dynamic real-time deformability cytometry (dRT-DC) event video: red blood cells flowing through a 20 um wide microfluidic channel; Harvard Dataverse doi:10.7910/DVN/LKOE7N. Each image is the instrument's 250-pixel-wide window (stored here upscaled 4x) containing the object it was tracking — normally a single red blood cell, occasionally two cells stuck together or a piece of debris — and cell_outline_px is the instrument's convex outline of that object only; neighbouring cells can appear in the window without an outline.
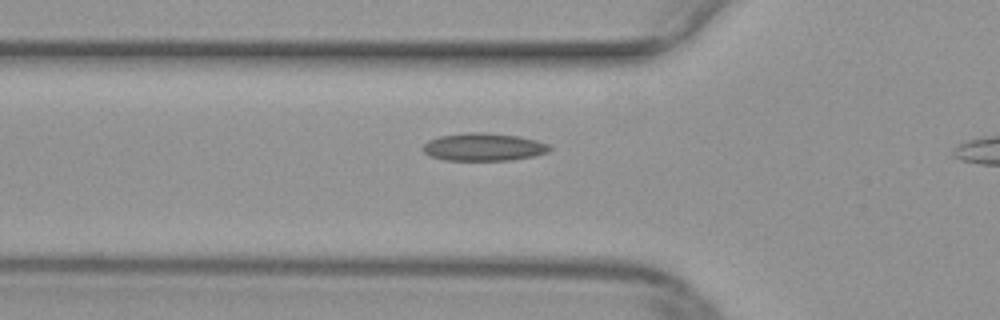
{"species": "common noctule bat (a hibernating species)", "species_latin": "Nyctalus noctula", "temperature_condition": "warm", "stored_images_in_passage": 13, "camera_frame_rate_fps": 3000, "um_per_image_px": 0.085, "animal": {"sex": "female", "body_mass_g": 29.2, "forearm_length_mm": 56.3}, "frame": {"image": 1, "passage_image": 11, "time_ms": 3.333, "image_size_px": [1000, 320], "cell_outline_px": [[552, 148], [548, 152], [536, 156], [512, 160], [444, 160], [428, 156], [420, 148], [428, 140], [440, 136], [468, 132], [484, 132], [520, 136], [536, 140], [548, 144]], "centroid_in_image_um": [41.1, 12.5], "position_along_channel_um": 84.7, "area_um2": 20.75}}